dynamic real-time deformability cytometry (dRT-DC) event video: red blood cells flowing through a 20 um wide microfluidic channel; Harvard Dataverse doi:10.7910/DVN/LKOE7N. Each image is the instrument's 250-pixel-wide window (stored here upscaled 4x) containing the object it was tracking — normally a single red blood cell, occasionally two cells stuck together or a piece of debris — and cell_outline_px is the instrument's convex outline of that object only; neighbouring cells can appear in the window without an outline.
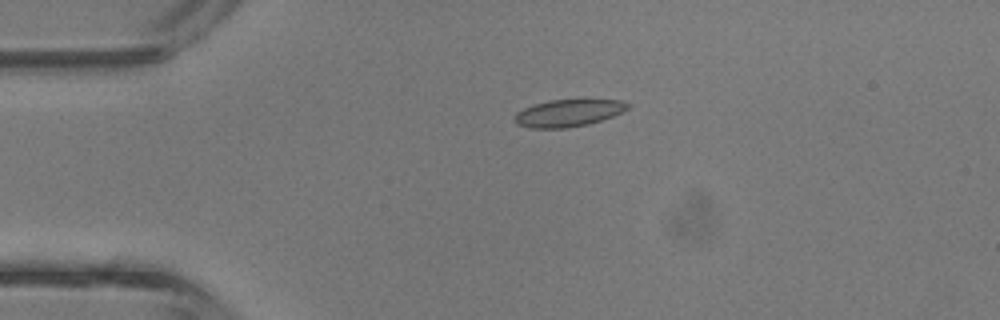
{"species": "common noctule bat (a hibernating species)", "species_latin": "Nyctalus noctula", "temperature_condition": "room temperature", "stored_images_in_passage": 3, "camera_frame_rate_fps": 3000, "um_per_image_px": 0.085, "animal": {"sex": "male", "body_mass_g": 13.3}, "frame": {"image": 1, "passage_image": 1, "time_ms": 0.0, "image_size_px": [1000, 320], "cell_outline_px": [[632, 104], [628, 108], [612, 116], [588, 124], [568, 128], [528, 128], [516, 124], [512, 120], [516, 112], [524, 108], [548, 100], [624, 100]], "centroid_in_image_um": [48.27, 9.61], "position_along_channel_um": 36.7, "area_um2": 17.92}}
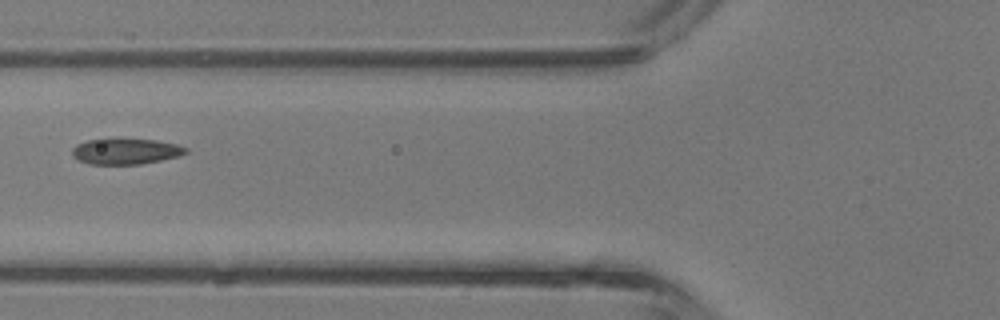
{"frame": {"image": 2, "passage_image": 3, "time_ms": 0.667, "image_size_px": [1000, 320], "cell_outline_px": [[188, 152], [180, 156], [140, 164], [88, 164], [76, 160], [72, 156], [72, 148], [76, 144], [88, 140], [156, 140], [176, 144], [188, 148]], "centroid_in_image_um": [10.67, 12.88], "position_along_channel_um": 115.1, "area_um2": 16.88}}